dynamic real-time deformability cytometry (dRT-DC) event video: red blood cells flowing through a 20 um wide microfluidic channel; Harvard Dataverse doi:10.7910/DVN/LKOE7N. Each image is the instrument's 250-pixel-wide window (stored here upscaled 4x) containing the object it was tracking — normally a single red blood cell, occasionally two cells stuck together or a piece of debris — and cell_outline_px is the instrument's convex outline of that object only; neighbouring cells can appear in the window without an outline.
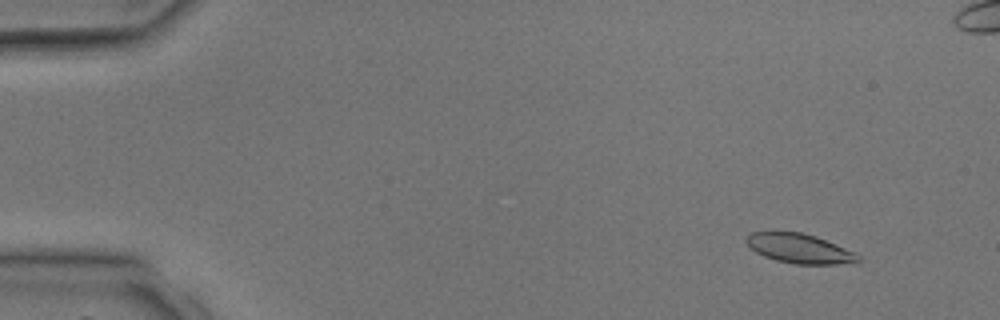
{"species": "common noctule bat (a hibernating species)", "species_latin": "Nyctalus noctula", "temperature_condition": "room temperature", "stored_images_in_passage": 5, "camera_frame_rate_fps": 3000, "um_per_image_px": 0.085, "animal": {"sex": "male", "body_mass_g": 17.9, "forearm_length_mm": 54.2}, "frame": {"image": 1, "passage_image": 2, "time_ms": 1.0, "image_size_px": [1000, 320], "cell_outline_px": [[864, 260], [860, 264], [796, 264], [776, 260], [764, 256], [748, 248], [744, 240], [748, 232], [800, 232], [816, 236], [864, 256]], "centroid_in_image_um": [68.02, 21.14], "position_along_channel_um": 17.0, "area_um2": 19.71}}